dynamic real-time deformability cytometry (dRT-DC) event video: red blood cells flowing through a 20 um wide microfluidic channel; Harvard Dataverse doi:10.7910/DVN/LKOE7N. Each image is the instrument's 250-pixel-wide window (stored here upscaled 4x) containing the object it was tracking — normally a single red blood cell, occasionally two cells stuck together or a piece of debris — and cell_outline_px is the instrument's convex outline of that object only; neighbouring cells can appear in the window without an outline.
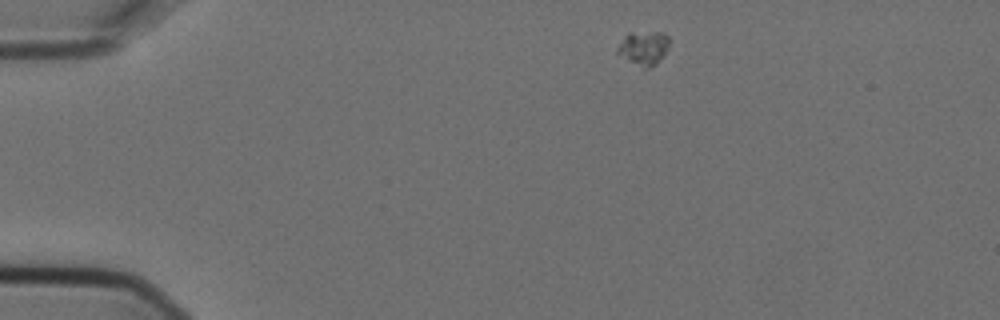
{"species": "Egyptian fruit bat (a non-hibernating species)", "species_latin": "Rousettus aegyptiacus", "temperature_condition": "cold", "stored_images_in_passage": 3, "camera_frame_rate_fps": 3000, "um_per_image_px": 0.085, "animal": {"sex": "female"}, "frame": {"image": 1, "passage_image": 1, "time_ms": 0.0, "image_size_px": [1000, 320], "cell_outline_px": [[668, 48], [664, 56], [656, 64], [648, 68], [644, 68], [616, 56], [616, 48], [624, 36], [628, 32], [664, 32], [668, 36]], "centroid_in_image_um": [54.67, 4.08], "position_along_channel_um": 30.3, "area_um2": 10.58}}